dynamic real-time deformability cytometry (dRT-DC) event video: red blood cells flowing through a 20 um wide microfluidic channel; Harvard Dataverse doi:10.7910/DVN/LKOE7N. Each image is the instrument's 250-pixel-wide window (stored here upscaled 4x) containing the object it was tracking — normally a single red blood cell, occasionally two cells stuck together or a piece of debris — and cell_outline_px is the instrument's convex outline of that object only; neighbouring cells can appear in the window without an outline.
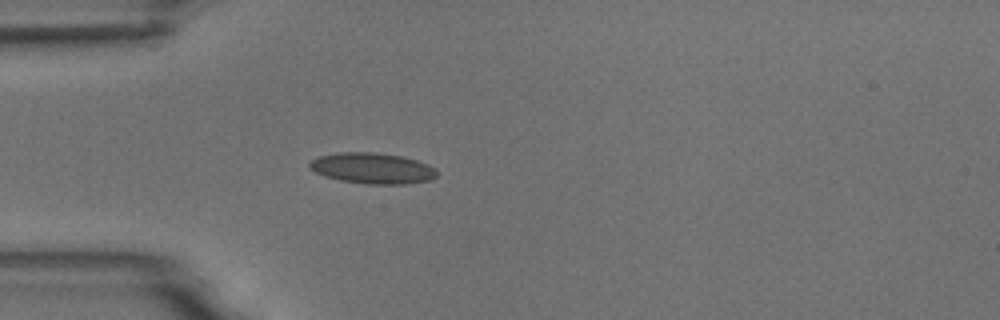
{"species": "common noctule bat (a hibernating species)", "species_latin": "Nyctalus noctula", "temperature_condition": "room temperature", "stored_images_in_passage": 1, "camera_frame_rate_fps": 3000, "um_per_image_px": 0.085, "animal": {"sex": "male", "body_mass_g": 18.8}, "frame": {"image": 1, "passage_image": 1, "time_ms": 0.0, "image_size_px": [1000, 320], "cell_outline_px": [[436, 176], [432, 180], [404, 184], [368, 184], [340, 180], [324, 176], [308, 168], [308, 164], [312, 160], [320, 156], [340, 152], [376, 152], [404, 156], [428, 164], [436, 168]], "centroid_in_image_um": [31.67, 14.3], "position_along_channel_um": 53.3, "area_um2": 23.0}}